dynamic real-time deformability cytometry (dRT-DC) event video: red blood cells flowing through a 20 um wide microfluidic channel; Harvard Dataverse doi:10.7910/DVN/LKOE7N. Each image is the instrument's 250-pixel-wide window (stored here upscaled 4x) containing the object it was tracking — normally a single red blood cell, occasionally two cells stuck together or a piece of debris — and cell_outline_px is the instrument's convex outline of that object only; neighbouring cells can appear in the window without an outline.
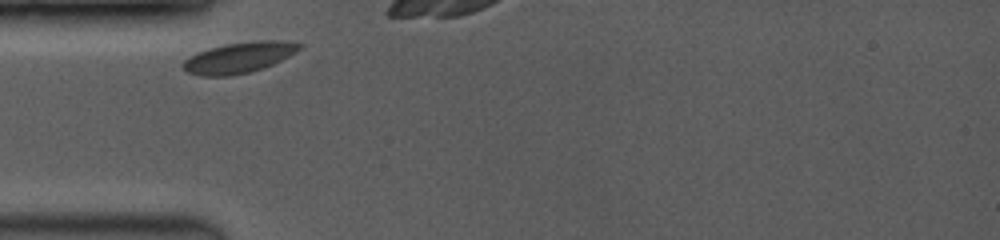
{"species": "common noctule bat (a hibernating species)", "species_latin": "Nyctalus noctula", "temperature_condition": "room temperature", "stored_images_in_passage": 13, "camera_frame_rate_fps": 3500, "um_per_image_px": 0.085, "animal": {"sex": "female", "body_mass_g": 19.0, "forearm_length_mm": 53.3}, "frame": {"image": 1, "passage_image": 1, "time_ms": 0.0, "image_size_px": [1000, 240], "cell_outline_px": [[304, 44], [296, 52], [272, 64], [248, 72], [228, 76], [200, 76], [188, 72], [180, 64], [188, 56], [196, 52], [228, 44], [256, 40], [280, 40]], "centroid_in_image_um": [20.28, 4.89], "position_along_channel_um": 64.7, "area_um2": 20.63}}